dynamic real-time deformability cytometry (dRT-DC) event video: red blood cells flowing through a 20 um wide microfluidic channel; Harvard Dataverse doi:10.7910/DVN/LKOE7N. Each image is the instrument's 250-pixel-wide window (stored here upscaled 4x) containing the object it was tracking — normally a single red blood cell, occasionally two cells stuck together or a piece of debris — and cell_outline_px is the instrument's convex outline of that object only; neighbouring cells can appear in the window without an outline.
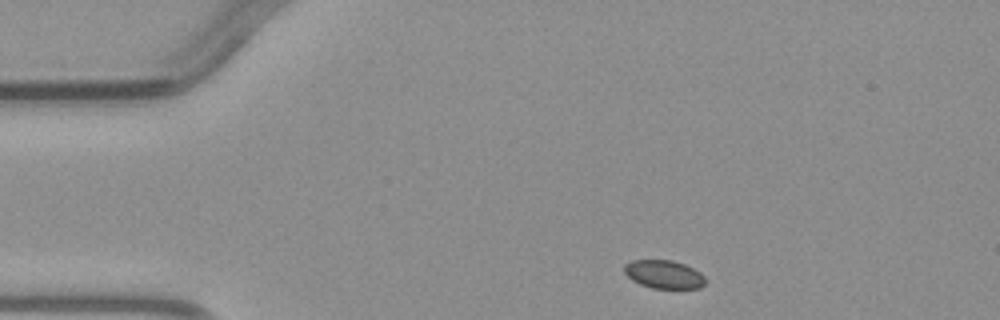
{"species": "common noctule bat (a hibernating species)", "species_latin": "Nyctalus noctula", "temperature_condition": "warm", "stored_images_in_passage": 2, "camera_frame_rate_fps": 3000, "um_per_image_px": 0.085, "animal": {"sex": "male", "body_mass_g": 23.1, "forearm_length_mm": 52.7}, "frame": {"image": 1, "passage_image": 1, "time_ms": 0.0, "image_size_px": [1000, 320], "cell_outline_px": [[704, 284], [700, 288], [652, 288], [640, 284], [632, 280], [624, 272], [624, 264], [632, 260], [672, 260], [684, 264], [700, 272], [704, 276]], "centroid_in_image_um": [56.41, 23.31], "position_along_channel_um": 28.6, "area_um2": 13.29}}